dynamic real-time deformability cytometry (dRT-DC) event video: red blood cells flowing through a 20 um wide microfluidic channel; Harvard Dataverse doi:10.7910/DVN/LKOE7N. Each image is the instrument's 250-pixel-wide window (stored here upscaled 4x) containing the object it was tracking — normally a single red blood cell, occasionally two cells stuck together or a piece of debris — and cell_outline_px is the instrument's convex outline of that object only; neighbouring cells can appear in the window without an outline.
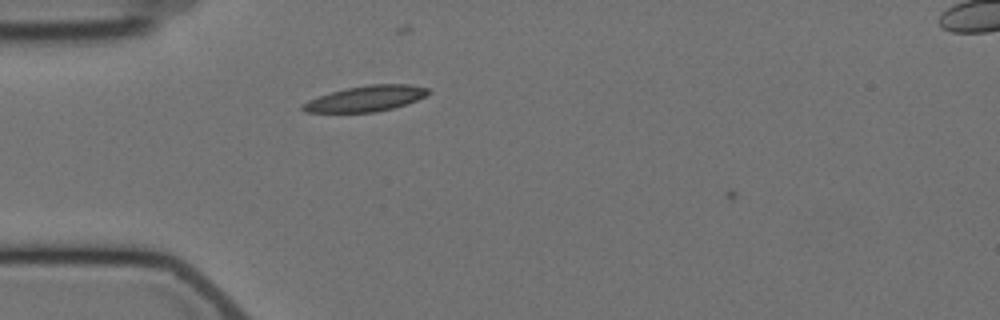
{"species": "Egyptian fruit bat (a non-hibernating species)", "species_latin": "Rousettus aegyptiacus", "temperature_condition": "cold", "stored_images_in_passage": 3, "camera_frame_rate_fps": 3000, "um_per_image_px": 0.085, "animal": {"sex": "female"}, "frame": {"image": 1, "passage_image": 3, "time_ms": 3.333, "image_size_px": [1000, 320], "cell_outline_px": [[432, 92], [416, 100], [392, 108], [376, 112], [304, 112], [300, 108], [300, 104], [308, 100], [332, 92], [348, 88], [368, 84], [412, 84], [428, 88]], "centroid_in_image_um": [31.09, 8.37], "position_along_channel_um": 53.9, "area_um2": 18.67}}